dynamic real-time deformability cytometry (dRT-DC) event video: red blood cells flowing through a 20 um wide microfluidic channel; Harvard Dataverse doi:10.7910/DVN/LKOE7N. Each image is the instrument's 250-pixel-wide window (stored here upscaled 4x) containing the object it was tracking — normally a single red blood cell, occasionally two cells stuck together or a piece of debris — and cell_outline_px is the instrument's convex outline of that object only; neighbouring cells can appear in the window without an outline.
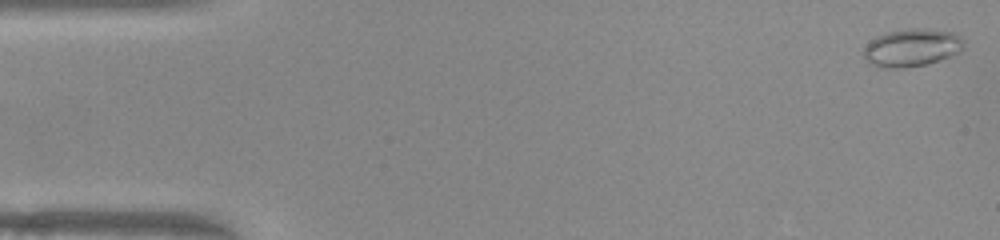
{"species": "common noctule bat (a hibernating species)", "species_latin": "Nyctalus noctula", "temperature_condition": "warm", "stored_images_in_passage": 51, "camera_frame_rate_fps": 3000, "um_per_image_px": 0.085, "animal": {"sex": "female", "body_mass_g": 22.0, "forearm_length_mm": 56.7}, "frame": {"image": 1, "passage_image": 1, "time_ms": 0.0, "image_size_px": [1000, 240], "cell_outline_px": [[964, 44], [960, 52], [924, 64], [904, 68], [876, 68], [868, 64], [864, 56], [864, 48], [876, 36], [888, 32], [908, 28], [924, 28], [952, 32], [960, 36], [964, 40]], "centroid_in_image_um": [77.47, 4.05], "position_along_channel_um": 7.5, "area_um2": 22.02}}
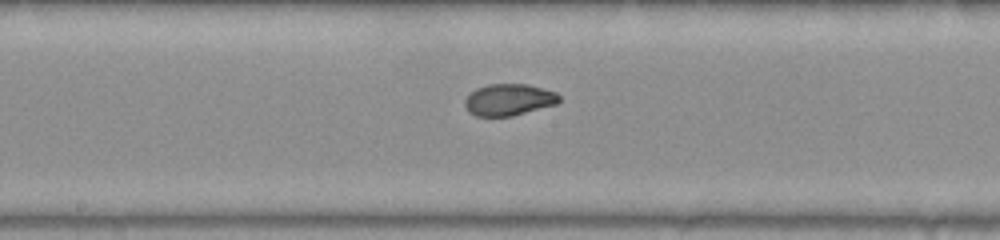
{"frame": {"image": 2, "passage_image": 26, "time_ms": 8.333, "image_size_px": [1000, 240], "cell_outline_px": [[560, 100], [556, 104], [512, 116], [476, 116], [468, 112], [464, 104], [464, 100], [476, 88], [488, 84], [528, 84], [556, 92], [560, 96]], "centroid_in_image_um": [43.24, 8.47], "position_along_channel_um": 205.0, "area_um2": 17.4}}
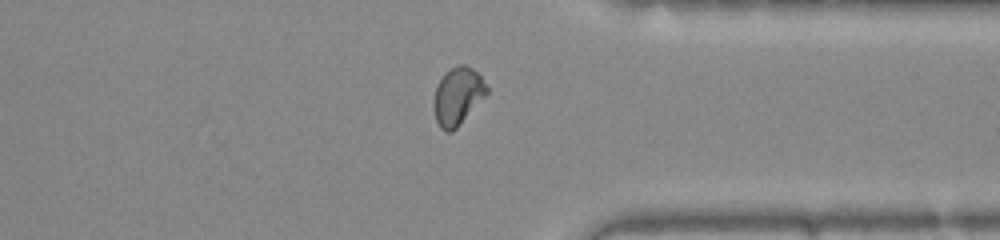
{"frame": {"image": 3, "passage_image": 39, "time_ms": 12.667, "image_size_px": [1000, 240], "cell_outline_px": [[488, 92], [456, 128], [452, 132], [444, 132], [440, 128], [436, 120], [432, 108], [432, 104], [436, 88], [444, 72], [460, 64], [464, 64], [472, 68], [480, 76], [488, 88]], "centroid_in_image_um": [38.86, 8.18], "position_along_channel_um": 372.5, "area_um2": 17.63}, "authors_computed_cell_mechanics": {"area_um2": 18.0914, "velocity_mm_per_s": 3.9752, "shape_relaxation_time_tau1_ms": 6.6565, "shape_relaxation_time_tau2_ms": 0.8773, "deformation_change_tau1": 0.173, "deformation_change_tau2": 0.0473}}